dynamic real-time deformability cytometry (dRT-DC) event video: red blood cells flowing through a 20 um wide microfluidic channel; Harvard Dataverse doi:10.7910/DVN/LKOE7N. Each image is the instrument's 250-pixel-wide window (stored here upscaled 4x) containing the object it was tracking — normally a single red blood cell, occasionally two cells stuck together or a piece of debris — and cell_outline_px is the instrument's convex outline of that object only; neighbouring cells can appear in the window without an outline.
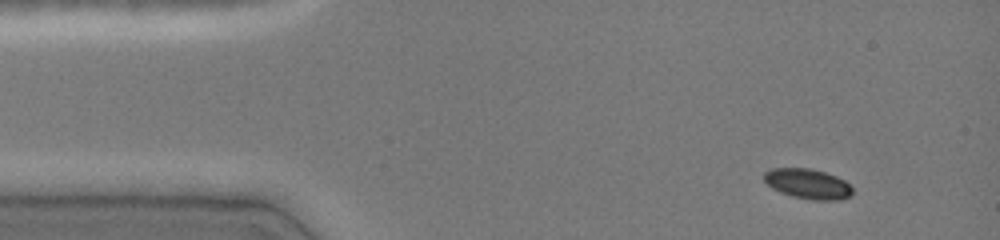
{"species": "common noctule bat (a hibernating species)", "species_latin": "Nyctalus noctula", "temperature_condition": "cold", "stored_images_in_passage": 43, "camera_frame_rate_fps": 3000, "um_per_image_px": 0.085, "animal": {"sex": "female", "body_mass_g": 19.0, "forearm_length_mm": 51.5}, "frame": {"image": 1, "passage_image": 1, "time_ms": 0.0, "image_size_px": [1000, 240], "cell_outline_px": [[852, 196], [840, 200], [812, 200], [792, 196], [780, 192], [772, 188], [764, 180], [764, 172], [772, 168], [808, 168], [824, 172], [836, 176], [844, 180], [852, 188]], "centroid_in_image_um": [68.67, 15.63], "position_along_channel_um": 16.3, "area_um2": 15.49}}
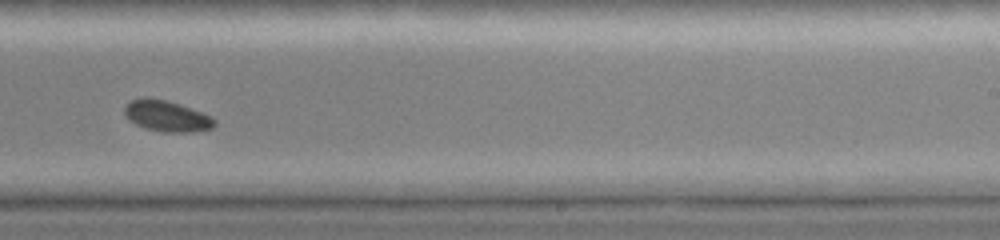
{"frame": {"image": 2, "passage_image": 26, "time_ms": 8.333, "image_size_px": [1000, 240], "cell_outline_px": [[216, 124], [212, 128], [192, 132], [164, 132], [148, 128], [136, 124], [124, 112], [124, 104], [132, 100], [144, 96], [164, 100], [180, 104], [212, 116], [216, 120]], "centroid_in_image_um": [14.2, 9.85], "position_along_channel_um": 274.8, "area_um2": 16.13}}
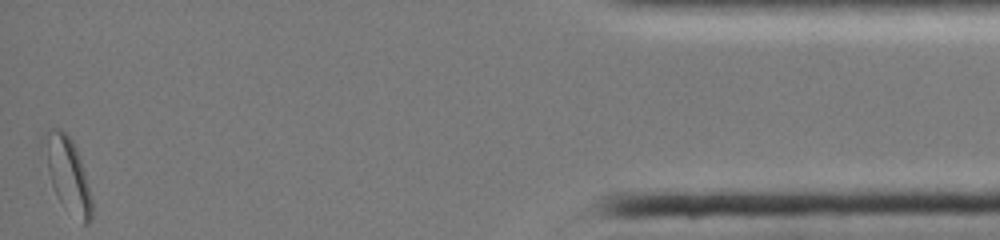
{"frame": {"image": 3, "passage_image": 43, "time_ms": 14.0, "image_size_px": [1000, 240], "cell_outline_px": [[92, 216], [88, 224], [84, 224], [56, 196], [48, 172], [40, 136], [44, 132], [52, 128], [60, 128], [72, 140], [76, 148], [84, 172], [92, 200]], "centroid_in_image_um": [5.71, 14.74], "position_along_channel_um": 429.5, "area_um2": 20.29}, "authors_computed_cell_mechanics": {"area_um2": 16.7042, "velocity_mm_per_s": 4.0506, "shape_relaxation_time_tau1_ms": 1.5251, "shape_relaxation_time_tau2_ms": null, "deformation_change_tau1": 0.0433, "deformation_change_tau2": null}}